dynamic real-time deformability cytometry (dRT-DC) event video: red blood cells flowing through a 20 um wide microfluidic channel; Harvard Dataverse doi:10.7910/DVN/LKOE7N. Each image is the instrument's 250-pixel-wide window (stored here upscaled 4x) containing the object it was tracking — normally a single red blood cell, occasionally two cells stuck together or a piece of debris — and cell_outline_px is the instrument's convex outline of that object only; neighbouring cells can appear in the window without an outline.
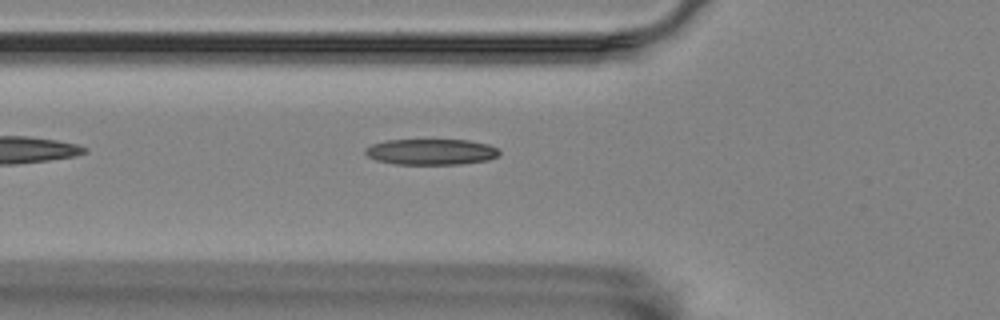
{"species": "Egyptian fruit bat (a non-hibernating species)", "species_latin": "Rousettus aegyptiacus", "temperature_condition": "room temperature", "stored_images_in_passage": 39, "camera_frame_rate_fps": 3000, "um_per_image_px": 0.085, "animal": {"sex": "female"}, "frame": {"image": 1, "passage_image": 2, "time_ms": 0.333, "image_size_px": [1000, 320], "cell_outline_px": [[500, 156], [488, 160], [460, 164], [396, 164], [376, 160], [368, 156], [364, 152], [364, 148], [372, 144], [384, 140], [468, 140], [488, 144], [496, 148], [500, 152]], "centroid_in_image_um": [36.64, 12.9], "position_along_channel_um": 89.2, "area_um2": 20.29}}
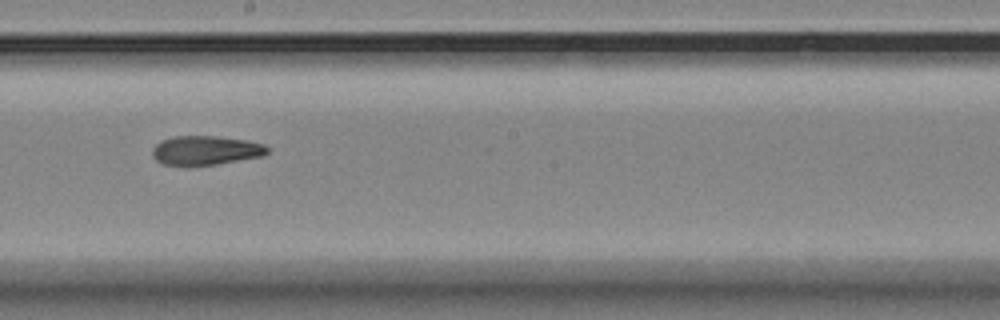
{"frame": {"image": 2, "passage_image": 14, "time_ms": 4.333, "image_size_px": [1000, 320], "cell_outline_px": [[268, 152], [260, 156], [216, 164], [188, 168], [184, 168], [164, 164], [156, 160], [152, 156], [152, 148], [160, 140], [172, 136], [216, 136], [244, 140], [264, 144], [268, 148]], "centroid_in_image_um": [17.38, 12.81], "position_along_channel_um": 230.8, "area_um2": 19.94}}
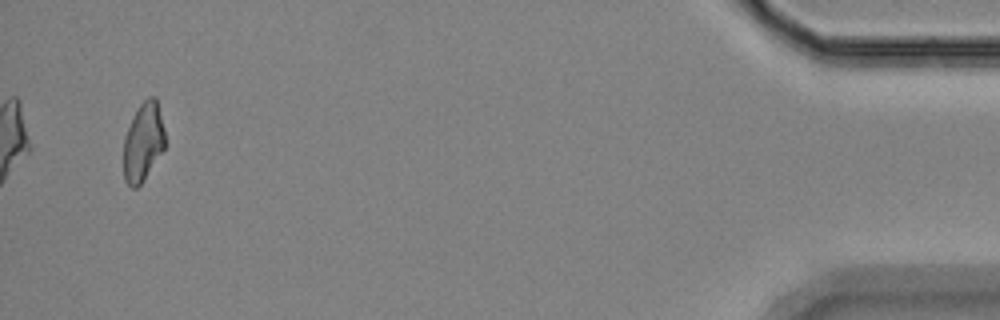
{"frame": {"image": 3, "passage_image": 37, "time_ms": 12.0, "image_size_px": [1000, 320], "cell_outline_px": [[164, 148], [144, 180], [136, 188], [132, 188], [124, 180], [124, 136], [140, 104], [148, 96], [156, 96], [164, 128]], "centroid_in_image_um": [12.17, 12.07], "position_along_channel_um": 423.0, "area_um2": 18.73}}